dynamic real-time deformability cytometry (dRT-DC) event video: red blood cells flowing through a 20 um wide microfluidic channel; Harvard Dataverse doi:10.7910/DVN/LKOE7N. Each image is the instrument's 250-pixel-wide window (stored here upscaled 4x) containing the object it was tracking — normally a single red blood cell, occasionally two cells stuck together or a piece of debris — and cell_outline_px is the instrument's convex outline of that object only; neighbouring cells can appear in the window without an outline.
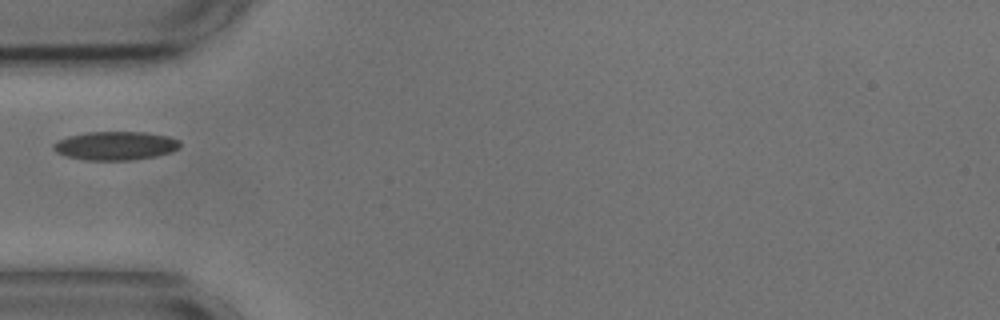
{"species": "common noctule bat (a hibernating species)", "species_latin": "Nyctalus noctula", "temperature_condition": "cold", "stored_images_in_passage": 38, "camera_frame_rate_fps": 3000, "um_per_image_px": 0.085, "animal": {"sex": "male", "body_mass_g": 17.9, "forearm_length_mm": 54.2}, "frame": {"image": 1, "passage_image": 1, "time_ms": 0.0, "image_size_px": [1000, 320], "cell_outline_px": [[180, 148], [172, 152], [156, 156], [132, 160], [84, 160], [64, 156], [56, 152], [52, 148], [52, 144], [56, 140], [68, 136], [88, 132], [144, 132], [168, 136], [180, 140]], "centroid_in_image_um": [9.79, 12.39], "position_along_channel_um": 75.2, "area_um2": 21.39}}
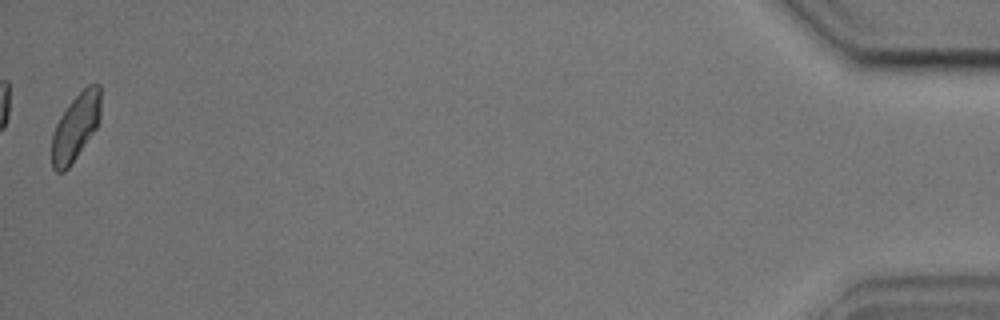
{"frame": {"image": 2, "passage_image": 38, "time_ms": 12.333, "image_size_px": [1000, 320], "cell_outline_px": [[100, 120], [96, 128], [68, 168], [64, 172], [56, 172], [52, 168], [52, 136], [56, 124], [60, 116], [68, 104], [88, 84], [100, 84]], "centroid_in_image_um": [6.42, 10.79], "position_along_channel_um": 428.8, "area_um2": 18.84}}